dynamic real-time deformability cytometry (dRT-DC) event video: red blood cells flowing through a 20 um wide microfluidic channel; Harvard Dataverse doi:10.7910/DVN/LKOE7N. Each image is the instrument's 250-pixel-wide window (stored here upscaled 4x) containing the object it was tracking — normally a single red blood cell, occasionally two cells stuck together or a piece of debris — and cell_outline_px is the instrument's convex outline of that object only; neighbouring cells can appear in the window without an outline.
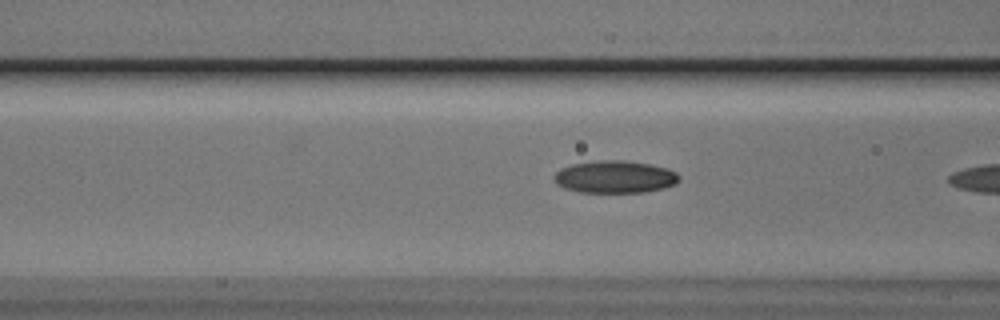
{"species": "Egyptian fruit bat (a non-hibernating species)", "species_latin": "Rousettus aegyptiacus", "temperature_condition": "cold", "stored_images_in_passage": 6, "camera_frame_rate_fps": 3000, "um_per_image_px": 0.085, "animal": {"sex": "male"}, "frame": {"image": 1, "passage_image": 5, "time_ms": 1.333, "image_size_px": [1000, 320], "cell_outline_px": [[680, 180], [676, 184], [664, 188], [644, 192], [580, 192], [564, 188], [556, 184], [552, 176], [560, 168], [572, 164], [600, 160], [624, 160], [652, 164], [668, 168], [676, 172], [680, 176]], "centroid_in_image_um": [52.28, 15.03], "position_along_channel_um": 114.3, "area_um2": 23.87}}